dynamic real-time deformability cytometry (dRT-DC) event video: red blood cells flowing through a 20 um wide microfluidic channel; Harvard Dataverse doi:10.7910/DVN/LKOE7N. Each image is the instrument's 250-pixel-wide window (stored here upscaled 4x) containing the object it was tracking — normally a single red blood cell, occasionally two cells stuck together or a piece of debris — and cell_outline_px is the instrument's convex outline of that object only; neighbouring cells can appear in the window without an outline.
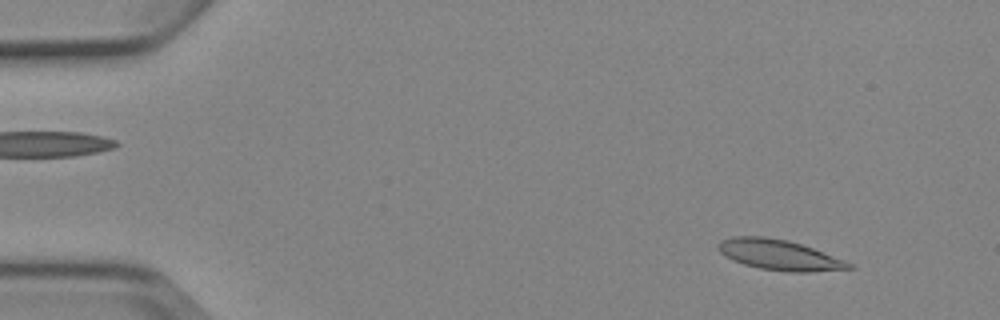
{"species": "Egyptian fruit bat (a non-hibernating species)", "species_latin": "Rousettus aegyptiacus", "temperature_condition": "cold", "stored_images_in_passage": 5, "segment_of_instrument_passage": [1, 2], "camera_frame_rate_fps": 3000, "um_per_image_px": 0.085, "animal": {"sex": "female"}, "frame": {"image": 1, "passage_image": 2, "time_ms": 1.0, "image_size_px": [1000, 320], "cell_outline_px": [[856, 268], [812, 272], [788, 272], [760, 268], [744, 264], [732, 260], [720, 252], [716, 248], [716, 244], [720, 240], [732, 236], [764, 236], [788, 240], [812, 248], [844, 260], [852, 264]], "centroid_in_image_um": [66.2, 21.66], "position_along_channel_um": 18.8, "area_um2": 23.18}}